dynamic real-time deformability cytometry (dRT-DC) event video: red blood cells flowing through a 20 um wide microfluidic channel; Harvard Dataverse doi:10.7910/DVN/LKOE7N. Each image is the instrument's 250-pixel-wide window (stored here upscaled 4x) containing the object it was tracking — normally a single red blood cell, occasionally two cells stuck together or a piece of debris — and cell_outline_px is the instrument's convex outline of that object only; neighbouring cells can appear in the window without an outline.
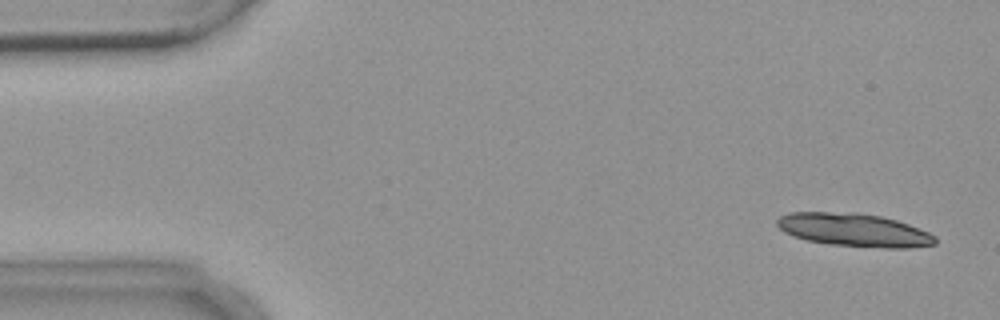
{"species": "common noctule bat (a hibernating species)", "species_latin": "Nyctalus noctula", "temperature_condition": "warm", "stored_images_in_passage": 6, "camera_frame_rate_fps": 3000, "um_per_image_px": 0.085, "animal": {"sex": "female", "body_mass_g": 18.4}, "frame": {"image": 1, "passage_image": 1, "time_ms": 0.0, "image_size_px": [1000, 320], "cell_outline_px": [[936, 244], [908, 248], [884, 248], [832, 244], [808, 240], [792, 236], [784, 232], [776, 224], [776, 220], [780, 216], [788, 212], [856, 212], [880, 216], [896, 220], [908, 224], [928, 232], [936, 236]], "centroid_in_image_um": [72.58, 19.54], "position_along_channel_um": 12.4, "area_um2": 30.52}}
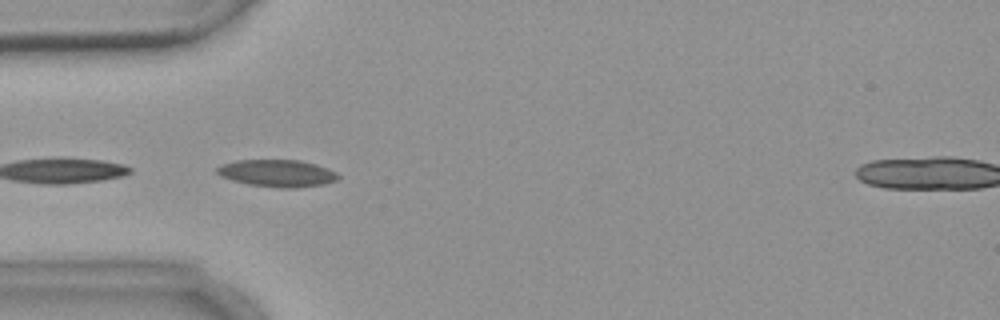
{"frame": {"image": 2, "passage_image": 5, "time_ms": 4.667, "image_size_px": [1000, 320], "cell_outline_px": [[340, 176], [336, 180], [324, 184], [296, 188], [280, 188], [248, 184], [232, 180], [220, 176], [216, 172], [216, 168], [220, 164], [236, 160], [300, 160], [316, 164], [328, 168], [336, 172]], "centroid_in_image_um": [23.55, 14.72], "position_along_channel_um": 61.4, "area_um2": 19.31}}